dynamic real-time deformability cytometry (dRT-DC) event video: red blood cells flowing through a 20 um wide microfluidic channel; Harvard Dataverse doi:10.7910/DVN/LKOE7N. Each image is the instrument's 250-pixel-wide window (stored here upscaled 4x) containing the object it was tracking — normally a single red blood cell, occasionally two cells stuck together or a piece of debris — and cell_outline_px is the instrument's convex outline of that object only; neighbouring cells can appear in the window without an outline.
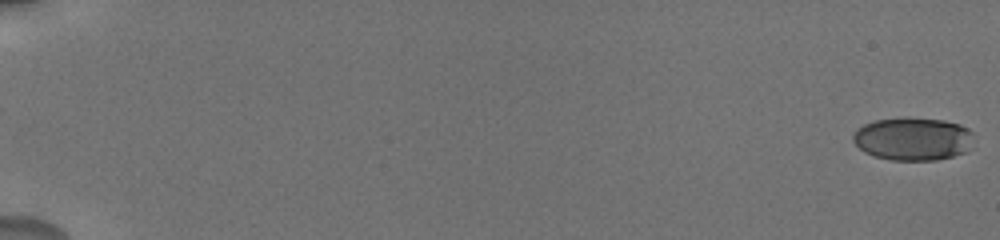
{"species": "human", "species_latin": "Homo sapiens", "temperature_condition": "cold", "stored_images_in_passage": 26, "camera_frame_rate_fps": 3000, "um_per_image_px": 0.085, "donor": {"sex": "male"}, "frame": {"image": 1, "passage_image": 1, "time_ms": 0.0, "image_size_px": [1000, 240], "cell_outline_px": [[972, 132], [968, 148], [964, 152], [952, 156], [936, 160], [892, 160], [876, 156], [864, 152], [852, 140], [852, 136], [856, 128], [864, 124], [876, 120], [944, 120], [960, 124], [968, 128]], "centroid_in_image_um": [77.56, 11.83], "position_along_channel_um": 7.4, "area_um2": 29.36}}
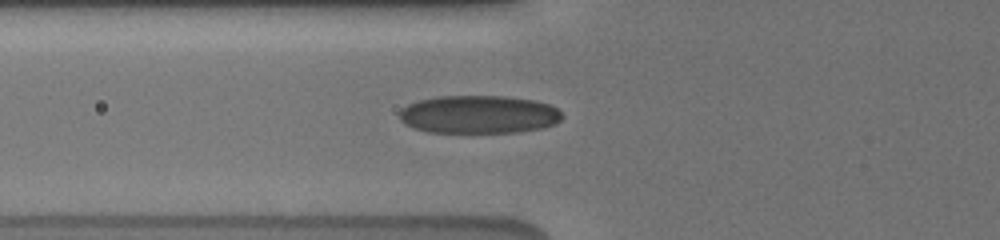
{"frame": {"image": 2, "passage_image": 23, "time_ms": 7.667, "image_size_px": [1000, 240], "cell_outline_px": [[564, 116], [556, 124], [540, 128], [516, 132], [428, 132], [404, 124], [400, 120], [400, 112], [408, 104], [420, 100], [436, 96], [504, 96], [536, 100], [548, 104], [556, 108]], "centroid_in_image_um": [40.72, 9.72], "position_along_channel_um": 85.1, "area_um2": 36.01}}
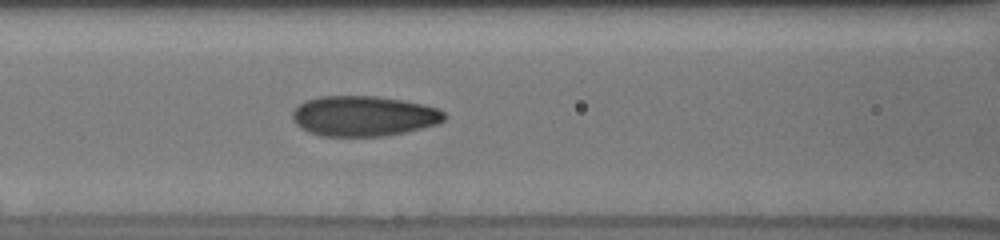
{"frame": {"image": 3, "passage_image": 26, "time_ms": 9.0, "image_size_px": [1000, 240], "cell_outline_px": [[444, 120], [436, 124], [404, 132], [384, 136], [320, 136], [300, 128], [292, 120], [292, 112], [304, 100], [320, 96], [376, 96], [404, 100], [424, 104], [436, 108], [444, 112]], "centroid_in_image_um": [30.87, 9.86], "position_along_channel_um": 135.7, "area_um2": 35.66}}